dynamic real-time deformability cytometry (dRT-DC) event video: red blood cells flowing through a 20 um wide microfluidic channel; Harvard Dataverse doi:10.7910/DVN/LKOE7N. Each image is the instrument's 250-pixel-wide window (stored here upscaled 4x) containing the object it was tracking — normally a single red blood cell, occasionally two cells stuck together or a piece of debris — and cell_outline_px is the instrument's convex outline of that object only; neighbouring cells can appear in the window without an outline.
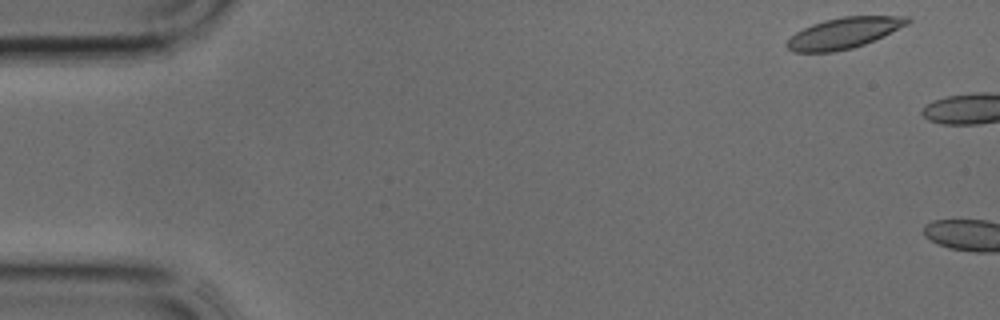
{"species": "common noctule bat (a hibernating species)", "species_latin": "Nyctalus noctula", "temperature_condition": "cold", "stored_images_in_passage": 3, "camera_frame_rate_fps": 3000, "um_per_image_px": 0.085, "animal": {"sex": "male", "body_mass_g": 17.9, "forearm_length_mm": 54.2}, "frame": {"image": 1, "passage_image": 1, "time_ms": 0.0, "image_size_px": [1000, 320], "cell_outline_px": [[912, 20], [908, 24], [884, 36], [864, 44], [852, 48], [832, 52], [792, 52], [784, 44], [796, 32], [812, 24], [824, 20], [844, 16], [908, 16]], "centroid_in_image_um": [71.74, 2.8], "position_along_channel_um": 13.3, "area_um2": 21.68}}